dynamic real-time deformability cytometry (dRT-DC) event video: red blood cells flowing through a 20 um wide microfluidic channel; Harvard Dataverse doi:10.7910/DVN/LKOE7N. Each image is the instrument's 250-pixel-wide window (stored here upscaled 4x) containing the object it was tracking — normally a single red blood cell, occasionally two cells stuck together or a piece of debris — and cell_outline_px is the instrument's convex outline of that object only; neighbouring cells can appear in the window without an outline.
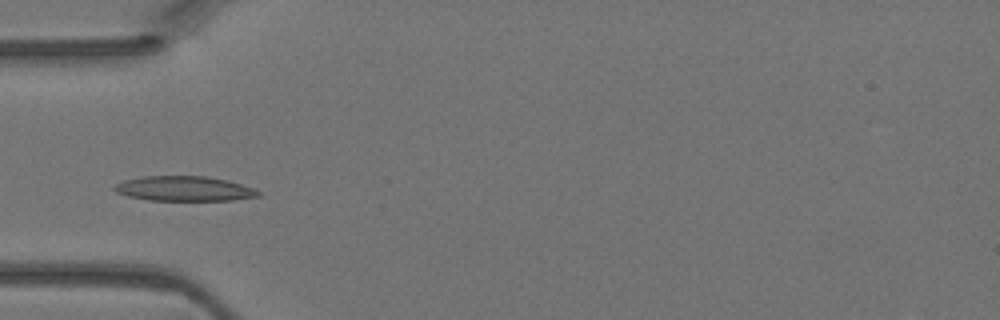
{"species": "Egyptian fruit bat (a non-hibernating species)", "species_latin": "Rousettus aegyptiacus", "temperature_condition": "warm", "stored_images_in_passage": 3, "camera_frame_rate_fps": 3000, "um_per_image_px": 0.085, "animal": {"sex": "female"}, "frame": {"image": 1, "passage_image": 3, "time_ms": 0.667, "image_size_px": [1000, 320], "cell_outline_px": [[260, 196], [232, 200], [148, 200], [128, 196], [116, 192], [112, 188], [116, 184], [124, 180], [144, 176], [204, 176], [228, 180], [252, 188], [260, 192]], "centroid_in_image_um": [15.63, 16.03], "position_along_channel_um": 69.4, "area_um2": 20.69}}